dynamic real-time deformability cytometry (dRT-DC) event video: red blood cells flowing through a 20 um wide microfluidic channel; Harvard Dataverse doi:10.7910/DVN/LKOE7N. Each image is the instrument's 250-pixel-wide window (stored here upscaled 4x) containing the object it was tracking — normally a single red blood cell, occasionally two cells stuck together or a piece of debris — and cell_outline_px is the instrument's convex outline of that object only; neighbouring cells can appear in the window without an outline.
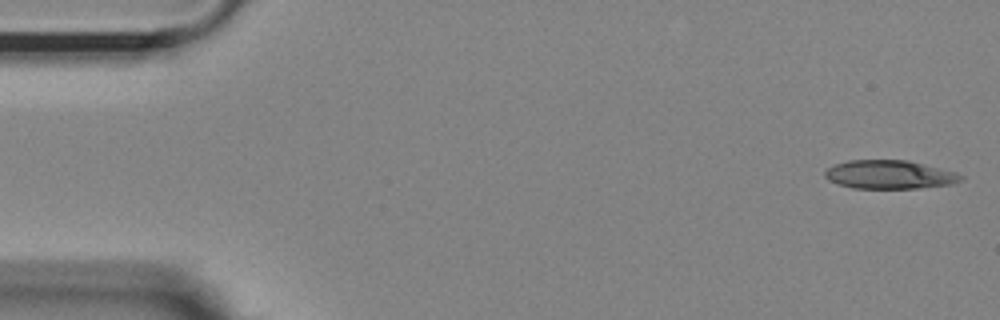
{"species": "Egyptian fruit bat (a non-hibernating species)", "species_latin": "Rousettus aegyptiacus", "temperature_condition": "room temperature", "stored_images_in_passage": 16, "camera_frame_rate_fps": 3000, "um_per_image_px": 0.085, "animal": {"sex": "female"}, "frame": {"image": 1, "passage_image": 1, "time_ms": 0.0, "image_size_px": [1000, 320], "cell_outline_px": [[964, 180], [952, 184], [920, 188], [852, 188], [836, 184], [828, 180], [824, 176], [824, 172], [832, 164], [848, 160], [908, 160], [956, 172], [964, 176]], "centroid_in_image_um": [75.59, 14.84], "position_along_channel_um": 9.4, "area_um2": 22.89}}
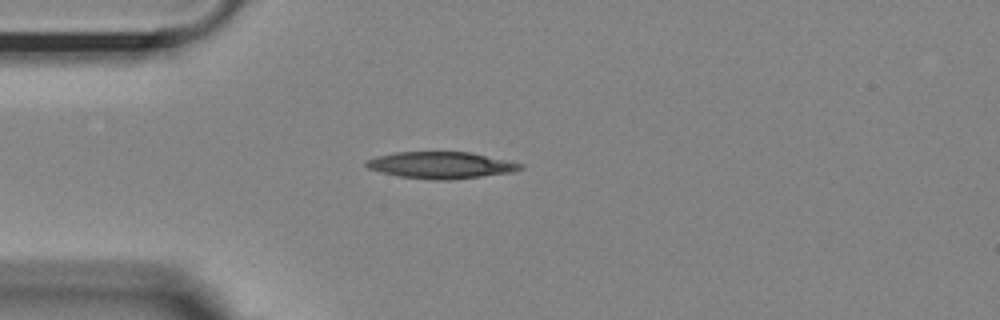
{"frame": {"image": 2, "passage_image": 13, "time_ms": 4.0, "image_size_px": [1000, 320], "cell_outline_px": [[524, 168], [512, 172], [448, 180], [436, 180], [400, 176], [380, 172], [368, 168], [364, 164], [364, 160], [376, 156], [396, 152], [472, 152], [508, 160], [524, 164]], "centroid_in_image_um": [37.47, 14.03], "position_along_channel_um": 47.5, "area_um2": 23.99}}